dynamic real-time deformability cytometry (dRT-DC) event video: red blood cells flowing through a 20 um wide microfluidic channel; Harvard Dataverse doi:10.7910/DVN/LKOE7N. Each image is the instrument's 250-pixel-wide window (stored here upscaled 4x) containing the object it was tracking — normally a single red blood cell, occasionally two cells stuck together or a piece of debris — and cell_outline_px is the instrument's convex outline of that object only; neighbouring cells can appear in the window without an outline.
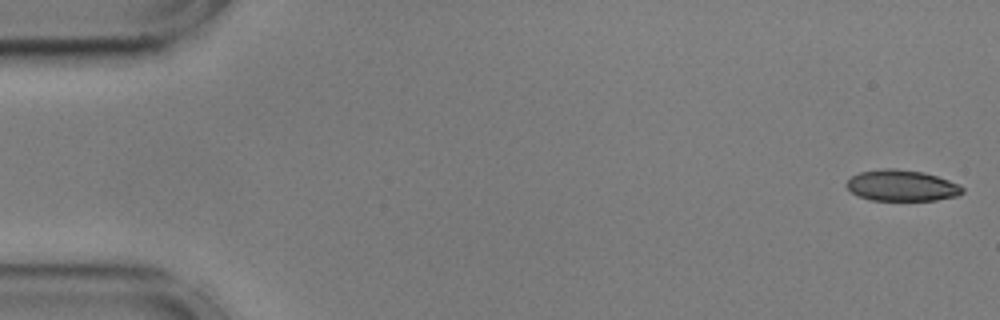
{"species": "common noctule bat (a hibernating species)", "species_latin": "Nyctalus noctula", "temperature_condition": "cold", "stored_images_in_passage": 55, "camera_frame_rate_fps": 3000, "um_per_image_px": 0.085, "animal": {"sex": "male", "body_mass_g": 17.9, "forearm_length_mm": 54.2}, "frame": {"image": 1, "passage_image": 1, "time_ms": 0.0, "image_size_px": [1000, 320], "cell_outline_px": [[964, 192], [956, 196], [936, 200], [868, 200], [852, 192], [844, 184], [852, 176], [860, 172], [884, 168], [896, 168], [924, 172], [960, 184], [964, 188]], "centroid_in_image_um": [76.65, 15.77], "position_along_channel_um": 8.3, "area_um2": 21.04}}
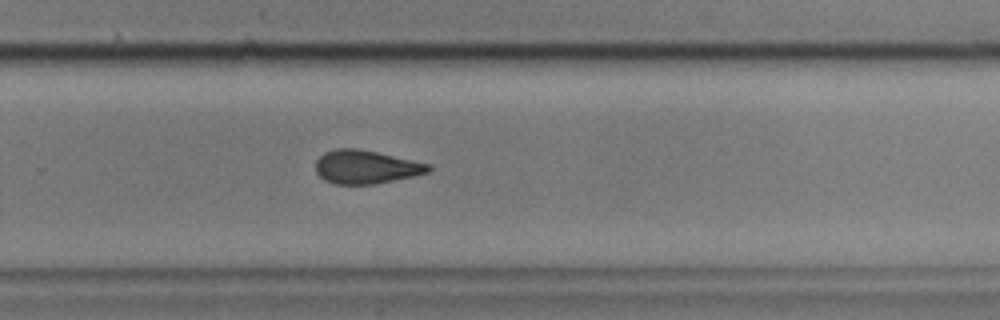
{"frame": {"image": 2, "passage_image": 36, "time_ms": 11.667, "image_size_px": [1000, 320], "cell_outline_px": [[432, 168], [428, 172], [412, 176], [376, 184], [332, 184], [324, 180], [316, 172], [316, 160], [324, 152], [336, 148], [356, 148], [376, 152], [432, 164]], "centroid_in_image_um": [31.09, 14.19], "position_along_channel_um": 298.7, "area_um2": 22.02}}
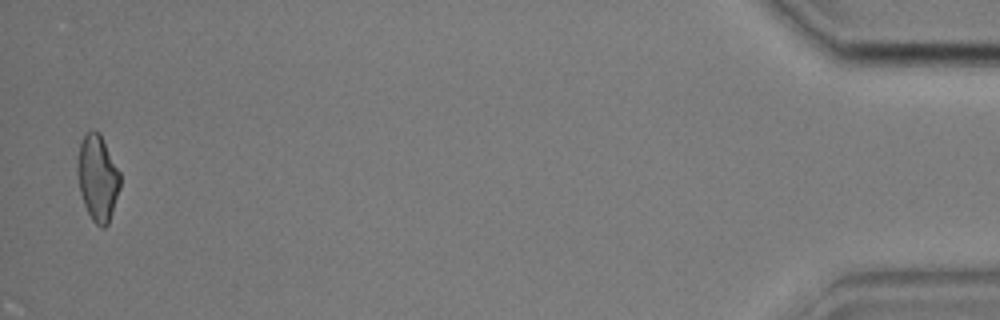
{"frame": {"image": 3, "passage_image": 54, "time_ms": 17.667, "image_size_px": [1000, 320], "cell_outline_px": [[120, 188], [108, 224], [104, 228], [100, 228], [92, 220], [84, 204], [80, 192], [76, 172], [76, 164], [80, 144], [84, 136], [92, 128], [96, 128], [100, 132], [120, 172]], "centroid_in_image_um": [8.29, 15.1], "position_along_channel_um": 426.9, "area_um2": 21.62}, "authors_computed_cell_mechanics": {"area_um2": 22.1952, "velocity_mm_per_s": 3.5983, "shape_relaxation_time_tau1_ms": 8.1721, "shape_relaxation_time_tau2_ms": 3.2209, "deformation_change_tau1": 0.1554, "deformation_change_tau2": 0.1033}}